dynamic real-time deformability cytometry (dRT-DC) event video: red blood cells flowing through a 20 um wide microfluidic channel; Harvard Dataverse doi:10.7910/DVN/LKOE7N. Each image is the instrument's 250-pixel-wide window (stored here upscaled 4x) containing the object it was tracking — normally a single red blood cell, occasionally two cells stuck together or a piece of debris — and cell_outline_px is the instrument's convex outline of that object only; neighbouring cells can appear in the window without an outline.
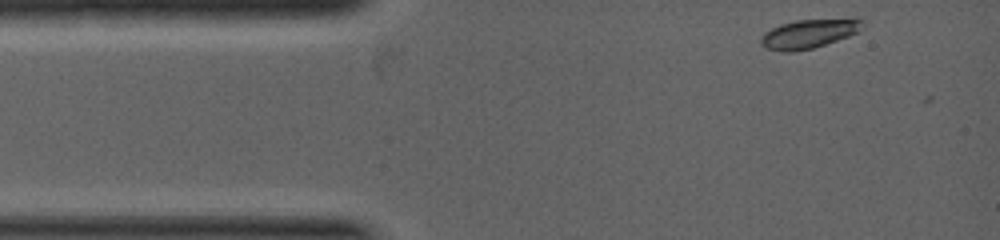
{"species": "common noctule bat (a hibernating species)", "species_latin": "Nyctalus noctula", "temperature_condition": "warm", "stored_images_in_passage": 2, "camera_frame_rate_fps": 5000, "um_per_image_px": 0.085, "animal": {"sex": "female", "body_mass_g": 19.0, "forearm_length_mm": 53.3}, "frame": {"image": 1, "passage_image": 1, "time_ms": 0.0, "image_size_px": [1000, 240], "cell_outline_px": [[864, 24], [856, 32], [848, 36], [812, 48], [792, 52], [784, 52], [764, 48], [760, 44], [760, 36], [764, 32], [780, 24], [796, 20], [864, 20]], "centroid_in_image_um": [68.63, 2.89], "position_along_channel_um": 16.4, "area_um2": 16.7}}